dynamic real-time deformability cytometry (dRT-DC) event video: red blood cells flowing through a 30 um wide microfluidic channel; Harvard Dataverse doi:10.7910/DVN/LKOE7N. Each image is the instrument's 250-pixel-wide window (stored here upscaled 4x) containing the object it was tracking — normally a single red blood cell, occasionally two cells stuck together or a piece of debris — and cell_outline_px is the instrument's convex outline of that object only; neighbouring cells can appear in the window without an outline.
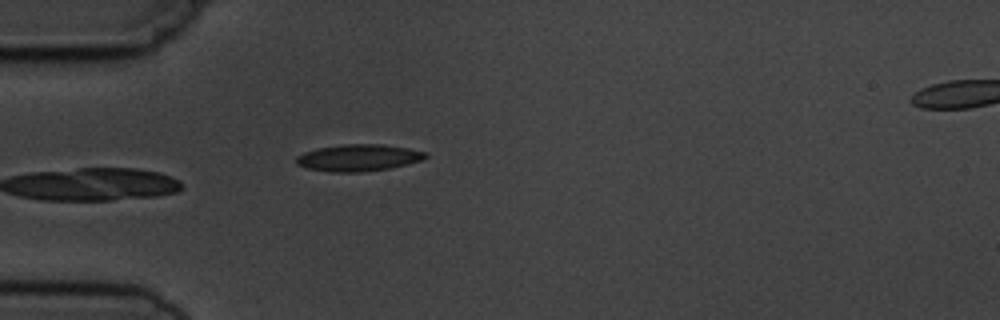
{"species": "common noctule bat (a hibernating species)", "species_latin": "Nyctalus noctula", "temperature_condition": "cold", "stored_images_in_passage": 5, "camera_frame_rate_fps": 3000, "um_per_image_px": 0.085, "animal": {"sex": "male", "body_mass_g": 19.5, "forearm_length_mm": 54.6}, "frame": {"image": 1, "passage_image": 5, "time_ms": 4.667, "image_size_px": [1000, 320], "cell_outline_px": [[428, 156], [424, 160], [408, 164], [388, 168], [360, 172], [328, 172], [304, 168], [296, 164], [296, 156], [304, 152], [316, 148], [344, 144], [384, 144], [408, 148], [428, 152]], "centroid_in_image_um": [30.47, 13.4], "position_along_channel_um": 54.5, "area_um2": 20.46}}